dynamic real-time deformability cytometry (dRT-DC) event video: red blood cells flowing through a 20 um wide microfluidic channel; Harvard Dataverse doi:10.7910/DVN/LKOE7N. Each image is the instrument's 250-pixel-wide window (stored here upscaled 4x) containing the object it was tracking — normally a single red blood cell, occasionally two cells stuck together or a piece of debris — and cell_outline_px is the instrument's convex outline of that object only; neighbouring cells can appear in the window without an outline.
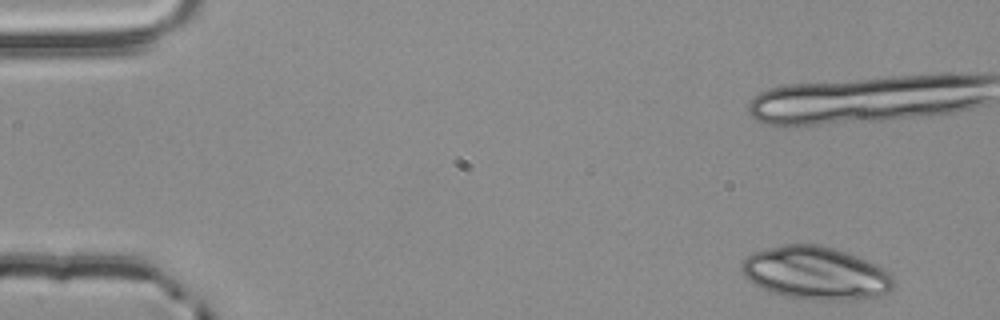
{"species": "common noctule bat (a hibernating species)", "species_latin": "Nyctalus noctula", "temperature_condition": "room temperature", "stored_images_in_passage": 7, "segment_of_instrument_passage": [1, 2], "camera_frame_rate_fps": 3000, "um_per_image_px": 0.085, "animal": {"sex": "male", "body_mass_g": 20.4}, "frame": {"image": 1, "passage_image": 1, "time_ms": 0.0, "image_size_px": [1000, 320], "cell_outline_px": [[892, 288], [888, 292], [880, 296], [848, 300], [812, 300], [784, 296], [760, 288], [748, 280], [744, 276], [740, 268], [740, 264], [752, 252], [780, 244], [816, 244], [832, 248], [856, 256], [884, 268], [892, 276]], "centroid_in_image_um": [69.29, 23.22], "position_along_channel_um": 15.7, "area_um2": 46.88}}